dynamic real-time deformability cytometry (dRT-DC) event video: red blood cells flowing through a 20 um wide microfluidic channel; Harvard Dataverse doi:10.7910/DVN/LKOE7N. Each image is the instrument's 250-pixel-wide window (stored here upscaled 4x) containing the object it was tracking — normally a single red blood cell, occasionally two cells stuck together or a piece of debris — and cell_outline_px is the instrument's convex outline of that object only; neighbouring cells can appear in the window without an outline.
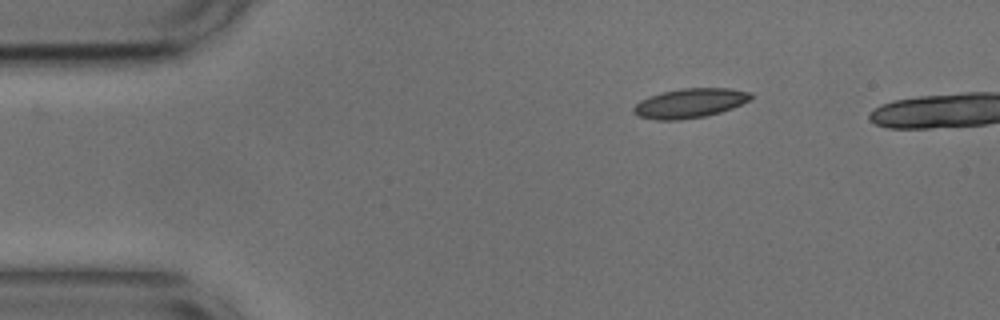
{"species": "common noctule bat (a hibernating species)", "species_latin": "Nyctalus noctula", "temperature_condition": "cold", "stored_images_in_passage": 40, "camera_frame_rate_fps": 3000, "um_per_image_px": 0.085, "animal": {"sex": "male", "body_mass_g": 17.9, "forearm_length_mm": 54.2}, "frame": {"image": 1, "passage_image": 1, "time_ms": 0.0, "image_size_px": [1000, 320], "cell_outline_px": [[752, 100], [732, 108], [708, 116], [680, 120], [656, 120], [636, 116], [632, 112], [632, 108], [640, 100], [648, 96], [660, 92], [680, 88], [728, 88], [752, 92]], "centroid_in_image_um": [58.62, 8.77], "position_along_channel_um": 26.4, "area_um2": 20.52}}
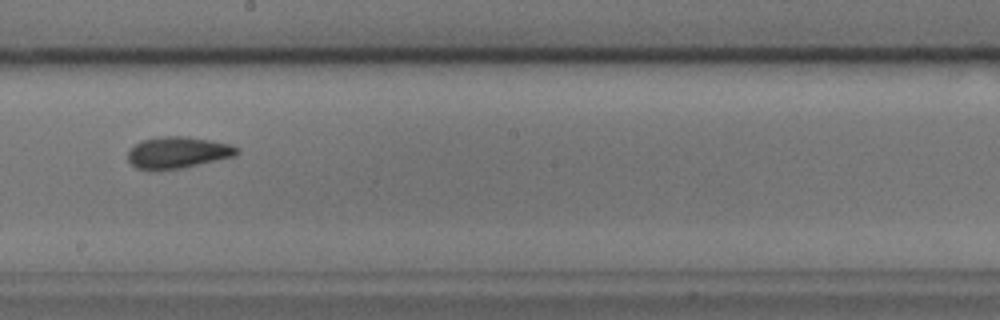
{"frame": {"image": 2, "passage_image": 22, "time_ms": 7.0, "image_size_px": [1000, 320], "cell_outline_px": [[240, 152], [236, 156], [184, 168], [136, 168], [128, 160], [128, 148], [140, 140], [156, 136], [188, 136], [232, 144], [240, 148]], "centroid_in_image_um": [15.15, 12.92], "position_along_channel_um": 233.0, "area_um2": 20.23}}
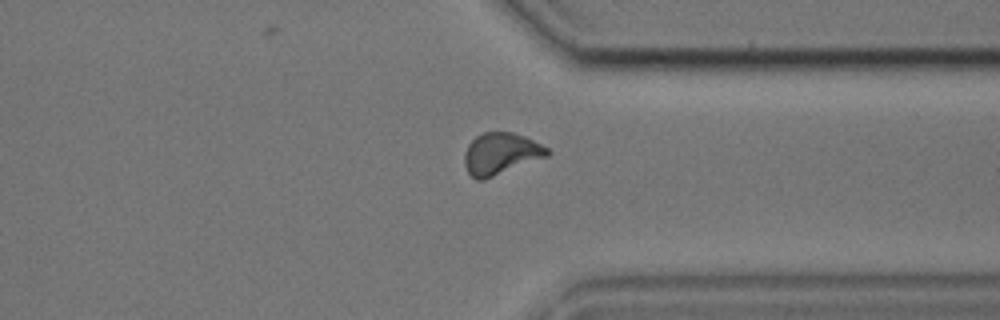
{"frame": {"image": 3, "passage_image": 33, "time_ms": 10.667, "image_size_px": [1000, 320], "cell_outline_px": [[552, 152], [548, 156], [484, 180], [476, 180], [468, 172], [464, 164], [464, 152], [468, 144], [476, 136], [484, 132], [512, 132], [524, 136], [548, 148]], "centroid_in_image_um": [42.55, 13.07], "position_along_channel_um": 368.8, "area_um2": 20.17}, "authors_computed_cell_mechanics": {"area_um2": 19.7965, "velocity_mm_per_s": 3.7411, "shape_relaxation_time_tau1_ms": 4.159, "shape_relaxation_time_tau2_ms": 2.6267, "deformation_change_tau1": 0.1029, "deformation_change_tau2": 0.0653}}